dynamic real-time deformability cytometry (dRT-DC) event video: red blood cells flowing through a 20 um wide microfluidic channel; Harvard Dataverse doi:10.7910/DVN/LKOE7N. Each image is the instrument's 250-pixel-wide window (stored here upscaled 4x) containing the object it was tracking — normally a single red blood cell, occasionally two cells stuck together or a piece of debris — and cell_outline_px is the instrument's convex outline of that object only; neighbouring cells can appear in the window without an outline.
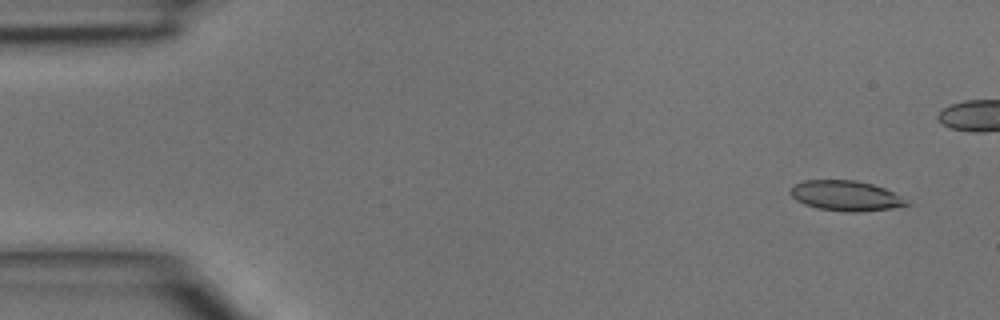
{"species": "common noctule bat (a hibernating species)", "species_latin": "Nyctalus noctula", "temperature_condition": "room temperature", "stored_images_in_passage": 5, "camera_frame_rate_fps": 3000, "um_per_image_px": 0.085, "animal": {"sex": "male", "body_mass_g": 15.6}, "frame": {"image": 1, "passage_image": 1, "time_ms": 0.0, "image_size_px": [1000, 320], "cell_outline_px": [[912, 204], [892, 208], [860, 212], [848, 212], [816, 208], [804, 204], [796, 200], [788, 192], [792, 184], [804, 180], [856, 180], [872, 184], [884, 188], [900, 196]], "centroid_in_image_um": [71.84, 16.64], "position_along_channel_um": 13.2, "area_um2": 20.58}}